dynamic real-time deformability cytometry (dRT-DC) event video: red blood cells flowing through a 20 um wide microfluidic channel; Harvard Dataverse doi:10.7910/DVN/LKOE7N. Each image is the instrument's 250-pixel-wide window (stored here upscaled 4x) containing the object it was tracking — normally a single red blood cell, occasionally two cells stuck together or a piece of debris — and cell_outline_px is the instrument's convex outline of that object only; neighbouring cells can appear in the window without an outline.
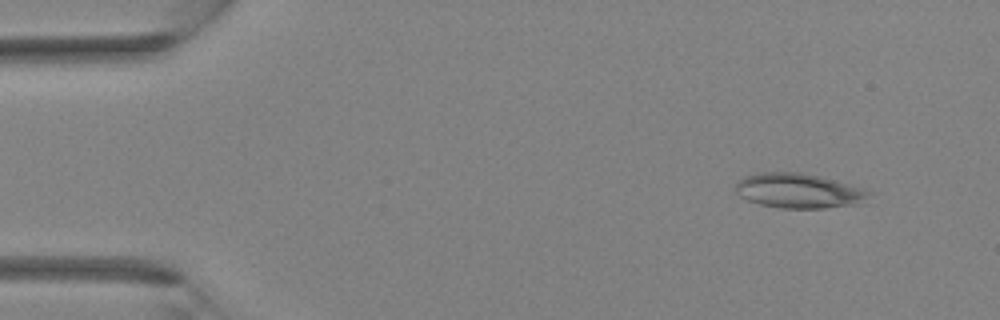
{"species": "Egyptian fruit bat (a non-hibernating species)", "species_latin": "Rousettus aegyptiacus", "temperature_condition": "room temperature", "stored_images_in_passage": 34, "camera_frame_rate_fps": 3000, "um_per_image_px": 0.085, "animal": {"sex": "female"}, "frame": {"image": 1, "passage_image": 1, "time_ms": 0.0, "image_size_px": [1000, 320], "cell_outline_px": [[872, 192], [856, 204], [824, 208], [780, 208], [760, 204], [748, 200], [740, 196], [732, 188], [736, 180], [744, 176], [756, 172], [800, 172], [820, 176], [864, 188]], "centroid_in_image_um": [67.79, 16.2], "position_along_channel_um": 17.2, "area_um2": 27.11}}
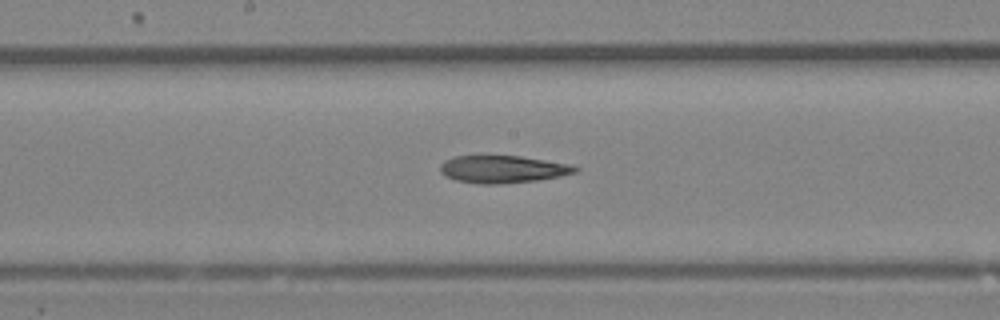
{"frame": {"image": 2, "passage_image": 17, "time_ms": 5.333, "image_size_px": [1000, 320], "cell_outline_px": [[580, 168], [576, 172], [560, 176], [536, 180], [500, 184], [480, 184], [456, 180], [444, 176], [440, 172], [440, 164], [444, 160], [452, 156], [520, 156], [568, 164]], "centroid_in_image_um": [42.67, 14.38], "position_along_channel_um": 205.5, "area_um2": 21.5}}
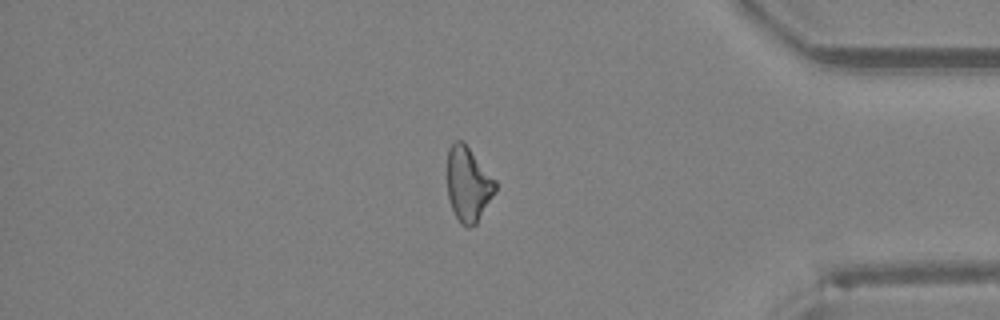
{"frame": {"image": 3, "passage_image": 29, "time_ms": 9.333, "image_size_px": [1000, 320], "cell_outline_px": [[496, 192], [476, 224], [468, 228], [460, 224], [452, 208], [448, 196], [448, 148], [456, 140], [460, 140], [468, 148], [496, 180]], "centroid_in_image_um": [39.81, 15.7], "position_along_channel_um": 395.4, "area_um2": 20.63}}